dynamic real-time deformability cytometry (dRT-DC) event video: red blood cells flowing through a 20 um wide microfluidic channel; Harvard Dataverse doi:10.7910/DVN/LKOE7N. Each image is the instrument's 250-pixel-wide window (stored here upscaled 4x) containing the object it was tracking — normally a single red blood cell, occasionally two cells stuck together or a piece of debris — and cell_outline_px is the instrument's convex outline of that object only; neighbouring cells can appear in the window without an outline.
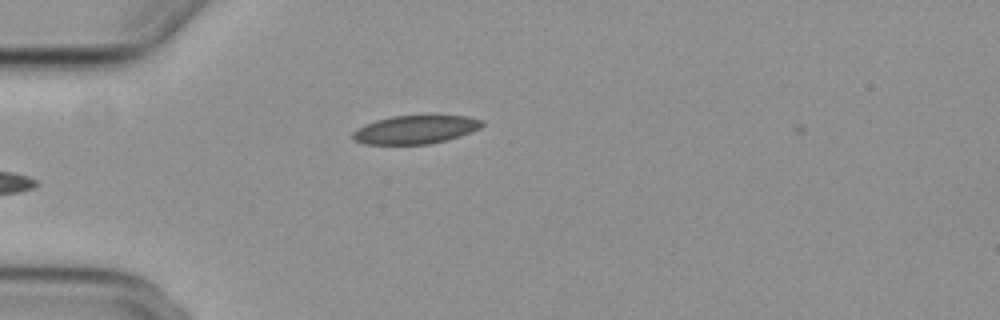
{"species": "common noctule bat (a hibernating species)", "species_latin": "Nyctalus noctula", "temperature_condition": "cold", "stored_images_in_passage": 4, "camera_frame_rate_fps": 3000, "um_per_image_px": 0.085, "animal": {"sex": "female", "body_mass_g": 29.2, "forearm_length_mm": 56.3}, "frame": {"image": 1, "passage_image": 4, "time_ms": 4.0, "image_size_px": [1000, 320], "cell_outline_px": [[484, 124], [480, 128], [460, 136], [428, 144], [364, 144], [352, 140], [352, 132], [356, 128], [364, 124], [376, 120], [392, 116], [468, 116], [484, 120]], "centroid_in_image_um": [35.27, 11.01], "position_along_channel_um": 49.7, "area_um2": 21.39}}